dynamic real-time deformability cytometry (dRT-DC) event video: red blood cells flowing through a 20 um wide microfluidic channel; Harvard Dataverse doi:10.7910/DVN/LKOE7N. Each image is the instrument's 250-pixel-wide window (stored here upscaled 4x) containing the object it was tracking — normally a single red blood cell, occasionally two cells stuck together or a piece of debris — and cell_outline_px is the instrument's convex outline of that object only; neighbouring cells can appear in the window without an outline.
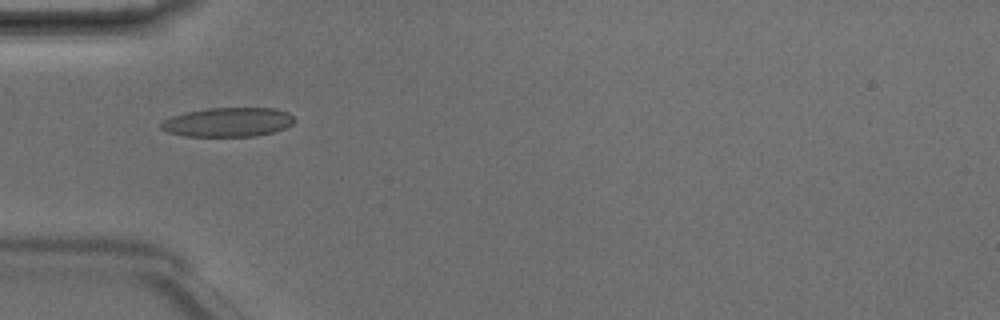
{"species": "Egyptian fruit bat (a non-hibernating species)", "species_latin": "Rousettus aegyptiacus", "temperature_condition": "room temperature", "stored_images_in_passage": 1, "camera_frame_rate_fps": 3000, "um_per_image_px": 0.085, "animal": {"sex": "male"}, "frame": {"image": 1, "passage_image": 1, "time_ms": 0.0, "image_size_px": [1000, 320], "cell_outline_px": [[296, 120], [292, 124], [284, 128], [272, 132], [256, 136], [184, 136], [168, 132], [160, 128], [160, 124], [164, 120], [172, 116], [184, 112], [208, 108], [276, 108], [288, 112]], "centroid_in_image_um": [19.38, 10.38], "position_along_channel_um": 65.6, "area_um2": 22.72}}